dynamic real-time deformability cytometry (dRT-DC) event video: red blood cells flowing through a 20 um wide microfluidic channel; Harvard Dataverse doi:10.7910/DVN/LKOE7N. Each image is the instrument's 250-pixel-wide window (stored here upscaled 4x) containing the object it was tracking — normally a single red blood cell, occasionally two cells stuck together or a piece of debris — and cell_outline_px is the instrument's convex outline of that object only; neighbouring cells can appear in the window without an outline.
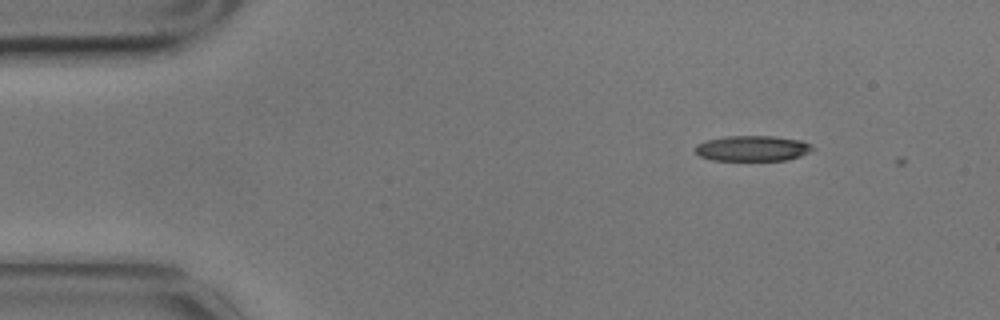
{"species": "common noctule bat (a hibernating species)", "species_latin": "Nyctalus noctula", "temperature_condition": "cold", "stored_images_in_passage": 2, "camera_frame_rate_fps": 3000, "um_per_image_px": 0.085, "animal": {"sex": "male", "body_mass_g": 17.9}, "frame": {"image": 1, "passage_image": 1, "time_ms": 0.0, "image_size_px": [1000, 320], "cell_outline_px": [[816, 148], [800, 156], [788, 160], [712, 160], [700, 156], [696, 152], [696, 144], [708, 140], [728, 136], [772, 136], [804, 140], [812, 144]], "centroid_in_image_um": [64.02, 12.61], "position_along_channel_um": 21.0, "area_um2": 17.46}}